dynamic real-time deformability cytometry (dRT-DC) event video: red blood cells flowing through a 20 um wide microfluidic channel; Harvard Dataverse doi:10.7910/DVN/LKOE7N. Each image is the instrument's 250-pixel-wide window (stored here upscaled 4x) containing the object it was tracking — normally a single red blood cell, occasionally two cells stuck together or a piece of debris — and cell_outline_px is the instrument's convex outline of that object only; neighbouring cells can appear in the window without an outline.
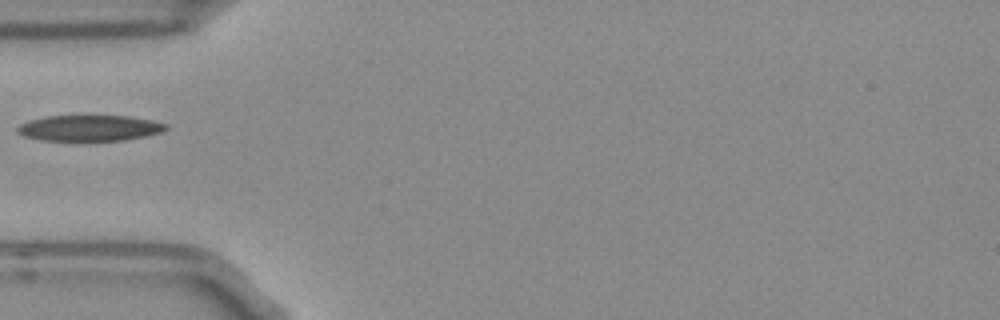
{"species": "Egyptian fruit bat (a non-hibernating species)", "species_latin": "Rousettus aegyptiacus", "temperature_condition": "room temperature", "stored_images_in_passage": 6, "camera_frame_rate_fps": 3000, "um_per_image_px": 0.085, "frame": {"image": 1, "passage_image": 5, "time_ms": 1.333, "image_size_px": [1000, 320], "cell_outline_px": [[168, 128], [160, 132], [144, 136], [124, 140], [40, 140], [24, 136], [16, 132], [16, 128], [20, 124], [28, 120], [44, 116], [128, 116], [152, 120], [168, 124]], "centroid_in_image_um": [7.57, 10.87], "position_along_channel_um": 77.4, "area_um2": 22.31}}
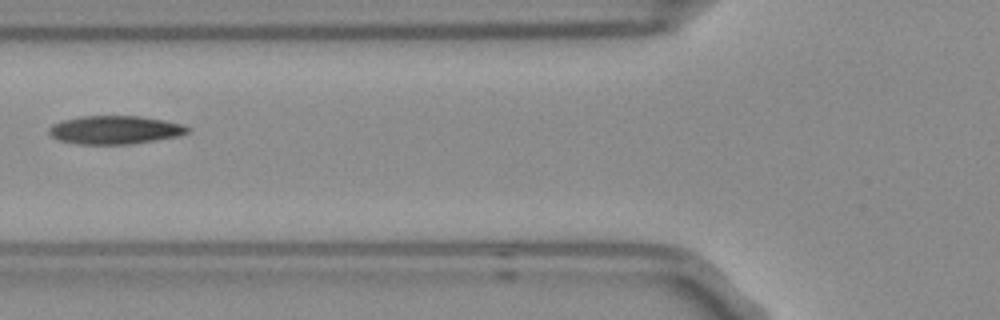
{"frame": {"image": 2, "passage_image": 6, "time_ms": 1.667, "image_size_px": [1000, 320], "cell_outline_px": [[192, 128], [188, 132], [176, 136], [152, 140], [124, 144], [80, 144], [60, 140], [52, 136], [48, 132], [48, 128], [52, 124], [60, 120], [80, 116], [140, 116], [164, 120], [184, 124]], "centroid_in_image_um": [9.74, 11.02], "position_along_channel_um": 116.1, "area_um2": 22.77}}